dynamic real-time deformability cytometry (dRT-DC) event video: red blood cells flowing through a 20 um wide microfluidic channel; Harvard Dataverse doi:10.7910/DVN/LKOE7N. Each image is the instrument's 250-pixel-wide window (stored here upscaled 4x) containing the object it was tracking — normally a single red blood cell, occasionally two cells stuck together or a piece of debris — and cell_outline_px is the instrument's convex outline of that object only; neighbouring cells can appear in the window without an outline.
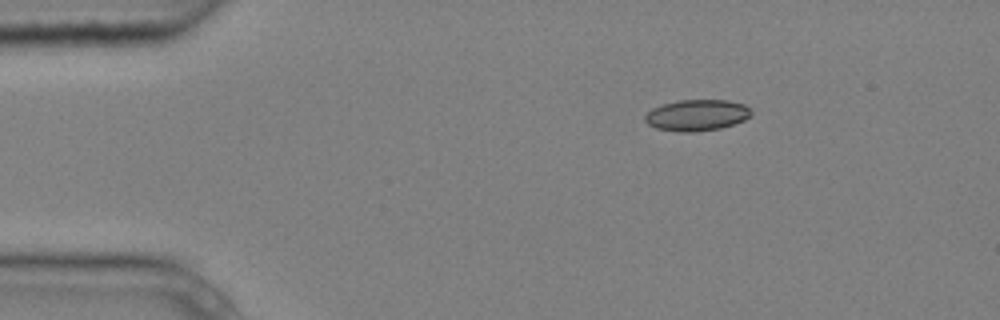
{"species": "common noctule bat (a hibernating species)", "species_latin": "Nyctalus noctula", "temperature_condition": "cold", "stored_images_in_passage": 3, "camera_frame_rate_fps": 3000, "um_per_image_px": 0.085, "animal": {"sex": "male", "body_mass_g": 20.4}, "frame": {"image": 1, "passage_image": 1, "time_ms": 0.0, "image_size_px": [1000, 320], "cell_outline_px": [[752, 116], [744, 120], [720, 128], [696, 132], [680, 132], [656, 128], [648, 124], [644, 120], [644, 116], [652, 108], [664, 104], [680, 100], [728, 100], [744, 104], [752, 112]], "centroid_in_image_um": [59.23, 9.79], "position_along_channel_um": 25.8, "area_um2": 19.31}}